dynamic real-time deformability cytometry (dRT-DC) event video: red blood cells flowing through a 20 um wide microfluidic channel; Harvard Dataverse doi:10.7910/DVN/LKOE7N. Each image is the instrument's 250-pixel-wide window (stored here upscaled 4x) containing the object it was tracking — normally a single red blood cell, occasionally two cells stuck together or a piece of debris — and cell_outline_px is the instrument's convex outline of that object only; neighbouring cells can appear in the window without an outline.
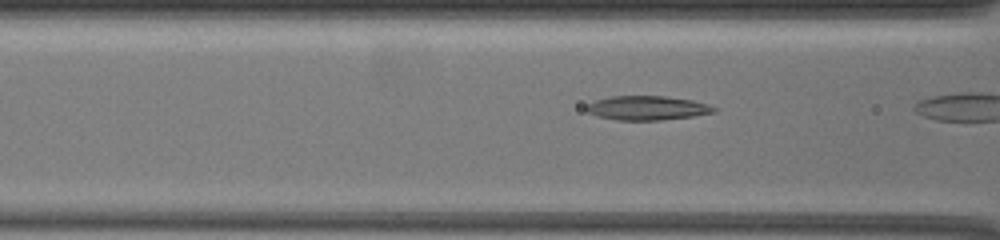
{"species": "common noctule bat (a hibernating species)", "species_latin": "Nyctalus noctula", "temperature_condition": "warm", "stored_images_in_passage": 6, "camera_frame_rate_fps": 3000, "um_per_image_px": 0.085, "animal": {"sex": "female", "body_mass_g": 19.5, "forearm_length_mm": 54.1}, "frame": {"image": 1, "passage_image": 5, "time_ms": 2.0, "image_size_px": [1000, 240], "cell_outline_px": [[716, 112], [692, 116], [660, 120], [616, 120], [596, 116], [588, 112], [584, 108], [588, 104], [596, 100], [608, 96], [668, 96], [692, 100], [708, 104], [716, 108]], "centroid_in_image_um": [54.99, 9.17], "position_along_channel_um": 111.6, "area_um2": 18.03}}